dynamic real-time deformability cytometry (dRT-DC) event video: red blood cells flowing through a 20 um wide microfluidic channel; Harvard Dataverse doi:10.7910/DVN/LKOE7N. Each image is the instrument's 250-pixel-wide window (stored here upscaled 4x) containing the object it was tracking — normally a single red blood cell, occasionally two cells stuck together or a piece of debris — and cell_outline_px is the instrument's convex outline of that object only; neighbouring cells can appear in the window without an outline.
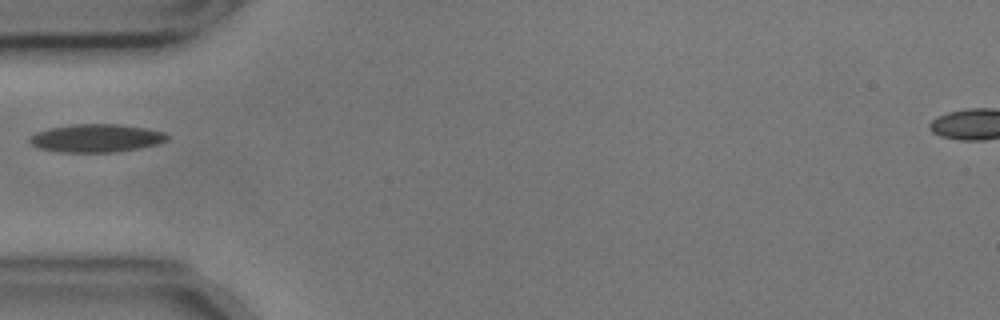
{"species": "common noctule bat (a hibernating species)", "species_latin": "Nyctalus noctula", "temperature_condition": "cold", "stored_images_in_passage": 15, "camera_frame_rate_fps": 3000, "um_per_image_px": 0.085, "animal": {"sex": "male", "body_mass_g": 17.9, "forearm_length_mm": 54.2}, "frame": {"image": 1, "passage_image": 1, "time_ms": 0.0, "image_size_px": [1000, 320], "cell_outline_px": [[168, 140], [160, 144], [140, 148], [116, 152], [60, 152], [40, 148], [32, 144], [28, 140], [28, 136], [36, 132], [48, 128], [76, 124], [120, 124], [148, 128], [164, 132], [168, 136]], "centroid_in_image_um": [8.21, 11.74], "position_along_channel_um": 76.8, "area_um2": 22.72}}